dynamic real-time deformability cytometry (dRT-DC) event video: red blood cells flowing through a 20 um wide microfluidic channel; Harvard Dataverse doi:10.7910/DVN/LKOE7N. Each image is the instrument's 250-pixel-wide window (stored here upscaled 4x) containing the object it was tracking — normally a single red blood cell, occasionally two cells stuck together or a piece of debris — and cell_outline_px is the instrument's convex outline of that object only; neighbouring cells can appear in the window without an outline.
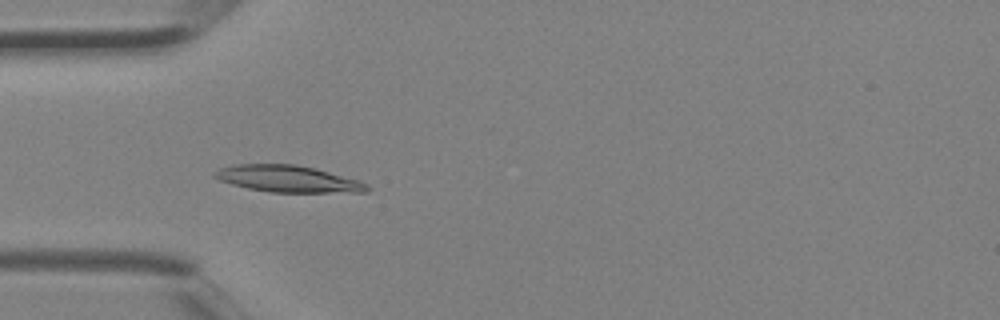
{"species": "Egyptian fruit bat (a non-hibernating species)", "species_latin": "Rousettus aegyptiacus", "temperature_condition": "room temperature", "stored_images_in_passage": 4, "camera_frame_rate_fps": 3000, "um_per_image_px": 0.085, "animal": {"sex": "female"}, "frame": {"image": 1, "passage_image": 4, "time_ms": 1.0, "image_size_px": [1000, 320], "cell_outline_px": [[372, 188], [368, 192], [268, 192], [248, 188], [232, 184], [220, 180], [212, 176], [212, 172], [220, 168], [236, 164], [296, 164], [316, 168], [360, 180], [368, 184]], "centroid_in_image_um": [24.52, 15.2], "position_along_channel_um": 60.5, "area_um2": 23.93}}